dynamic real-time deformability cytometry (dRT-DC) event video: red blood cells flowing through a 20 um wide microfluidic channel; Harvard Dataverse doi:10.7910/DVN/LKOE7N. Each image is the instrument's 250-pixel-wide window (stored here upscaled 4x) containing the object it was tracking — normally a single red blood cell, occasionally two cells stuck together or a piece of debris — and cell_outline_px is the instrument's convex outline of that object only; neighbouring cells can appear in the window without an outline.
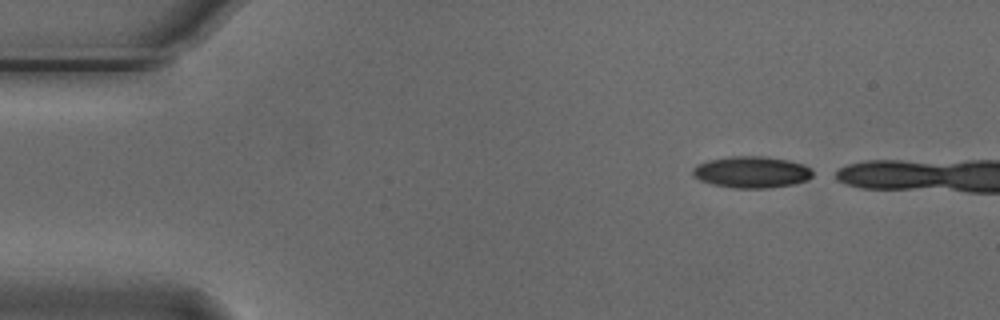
{"species": "Egyptian fruit bat (a non-hibernating species)", "species_latin": "Rousettus aegyptiacus", "temperature_condition": "cold", "stored_images_in_passage": 8, "camera_frame_rate_fps": 3000, "um_per_image_px": 0.085, "animal": {"sex": "male"}, "frame": {"image": 1, "passage_image": 1, "time_ms": 0.0, "image_size_px": [1000, 320], "cell_outline_px": [[812, 176], [804, 180], [792, 184], [768, 188], [732, 188], [712, 184], [700, 180], [692, 176], [692, 168], [696, 164], [708, 160], [728, 156], [764, 156], [788, 160], [804, 164], [812, 168]], "centroid_in_image_um": [63.84, 14.62], "position_along_channel_um": 21.2, "area_um2": 22.2}}